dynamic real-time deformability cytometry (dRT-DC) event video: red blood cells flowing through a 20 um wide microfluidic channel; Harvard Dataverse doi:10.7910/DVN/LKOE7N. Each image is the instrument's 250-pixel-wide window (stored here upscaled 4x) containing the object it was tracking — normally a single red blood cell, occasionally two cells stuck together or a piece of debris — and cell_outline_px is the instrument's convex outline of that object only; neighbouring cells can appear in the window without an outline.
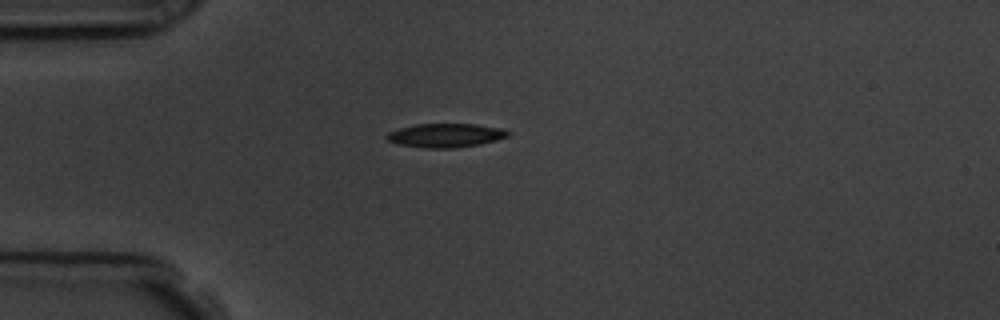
{"species": "common noctule bat (a hibernating species)", "species_latin": "Nyctalus noctula", "temperature_condition": "room temperature", "stored_images_in_passage": 1, "camera_frame_rate_fps": 3000, "um_per_image_px": 0.085, "animal": {"sex": "male", "body_mass_g": 19.5, "forearm_length_mm": 54.6}, "frame": {"image": 1, "passage_image": 1, "time_ms": 0.0, "image_size_px": [1000, 320], "cell_outline_px": [[512, 132], [508, 136], [496, 140], [480, 144], [456, 148], [424, 148], [400, 144], [388, 140], [384, 136], [388, 132], [400, 128], [416, 124], [476, 124], [504, 128]], "centroid_in_image_um": [37.92, 11.5], "position_along_channel_um": 47.1, "area_um2": 16.94}}